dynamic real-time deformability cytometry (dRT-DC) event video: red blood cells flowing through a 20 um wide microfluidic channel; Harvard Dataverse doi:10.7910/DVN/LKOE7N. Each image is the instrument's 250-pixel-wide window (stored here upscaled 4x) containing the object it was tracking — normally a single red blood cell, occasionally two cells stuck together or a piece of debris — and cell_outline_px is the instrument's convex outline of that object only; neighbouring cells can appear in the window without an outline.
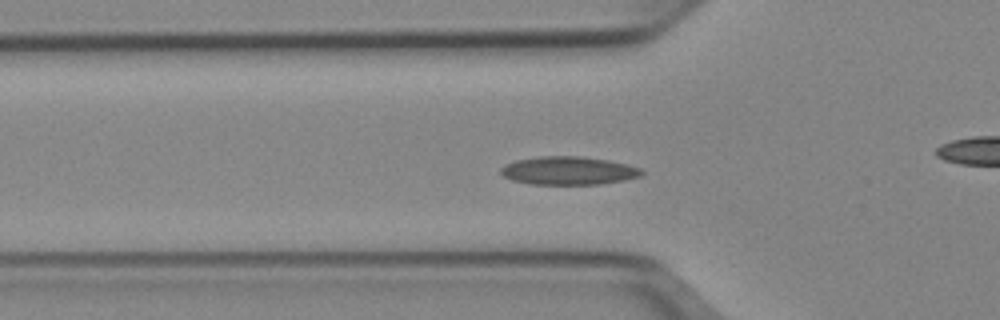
{"species": "Egyptian fruit bat (a non-hibernating species)", "species_latin": "Rousettus aegyptiacus", "temperature_condition": "cold", "stored_images_in_passage": 52, "camera_frame_rate_fps": 3000, "um_per_image_px": 0.085, "animal": {"sex": "female"}, "frame": {"image": 1, "passage_image": 17, "time_ms": 5.333, "image_size_px": [1000, 320], "cell_outline_px": [[644, 172], [640, 176], [624, 180], [600, 184], [528, 184], [512, 180], [504, 176], [500, 172], [500, 168], [504, 164], [516, 160], [540, 156], [580, 156], [608, 160], [628, 164], [640, 168]], "centroid_in_image_um": [48.3, 14.5], "position_along_channel_um": 77.5, "area_um2": 23.24}}
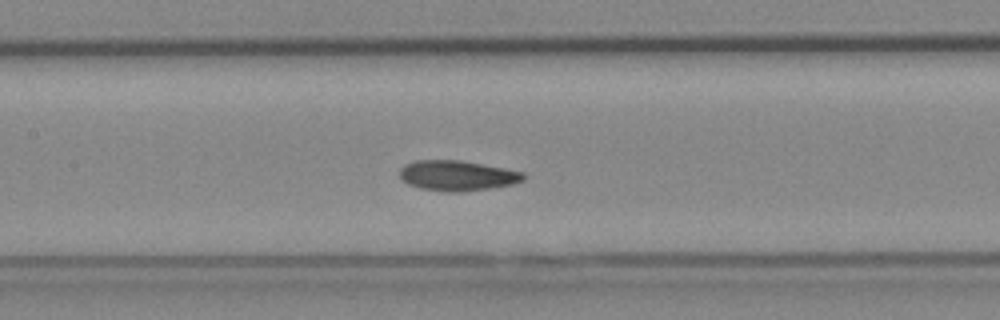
{"frame": {"image": 2, "passage_image": 24, "time_ms": 7.667, "image_size_px": [1000, 320], "cell_outline_px": [[528, 176], [524, 180], [512, 184], [488, 188], [456, 192], [444, 192], [420, 188], [408, 184], [400, 176], [400, 168], [404, 164], [416, 160], [460, 160], [504, 168], [524, 172]], "centroid_in_image_um": [38.87, 14.92], "position_along_channel_um": 168.5, "area_um2": 21.79}}
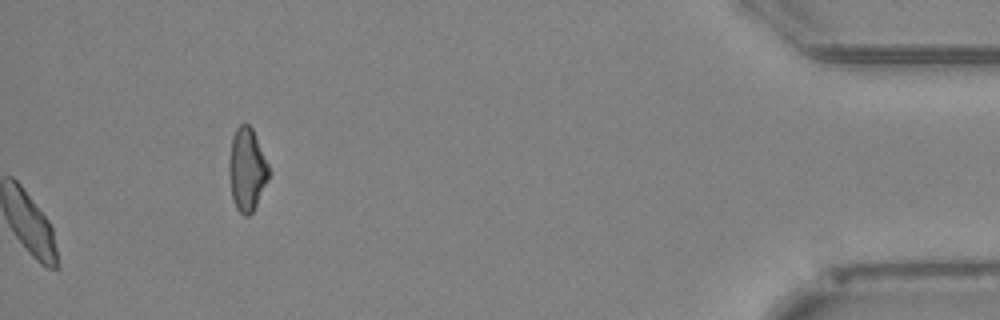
{"frame": {"image": 3, "passage_image": 52, "time_ms": 17.0, "image_size_px": [1000, 320], "cell_outline_px": [[272, 172], [252, 212], [248, 216], [244, 216], [236, 208], [232, 196], [228, 172], [228, 164], [232, 136], [236, 128], [240, 124], [248, 124], [252, 128]], "centroid_in_image_um": [20.99, 14.39], "position_along_channel_um": 414.2, "area_um2": 19.31}, "authors_computed_cell_mechanics": {"area_um2": 21.097, "velocity_mm_per_s": 3.9025, "shape_relaxation_time_tau1_ms": 5.5477, "shape_relaxation_time_tau2_ms": 2.9394, "deformation_change_tau1": 0.1229, "deformation_change_tau2": 0.0714}}